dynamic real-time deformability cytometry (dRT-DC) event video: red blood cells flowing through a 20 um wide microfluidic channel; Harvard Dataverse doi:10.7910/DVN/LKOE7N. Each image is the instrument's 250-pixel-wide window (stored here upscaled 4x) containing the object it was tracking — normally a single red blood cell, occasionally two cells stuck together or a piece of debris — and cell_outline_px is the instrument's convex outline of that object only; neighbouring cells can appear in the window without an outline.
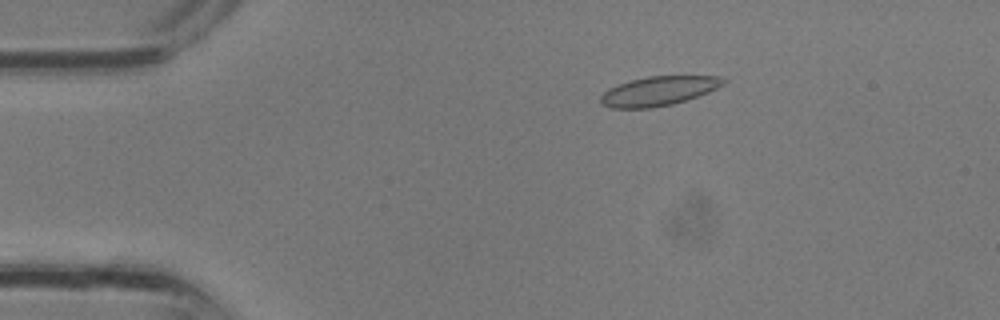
{"species": "common noctule bat (a hibernating species)", "species_latin": "Nyctalus noctula", "temperature_condition": "room temperature", "stored_images_in_passage": 34, "camera_frame_rate_fps": 3000, "um_per_image_px": 0.085, "animal": {"sex": "male", "body_mass_g": 13.3}, "frame": {"image": 1, "passage_image": 6, "time_ms": 1.667, "image_size_px": [1000, 320], "cell_outline_px": [[728, 80], [724, 84], [708, 92], [672, 104], [652, 108], [612, 108], [600, 104], [600, 96], [608, 88], [632, 80], [648, 76], [720, 76]], "centroid_in_image_um": [55.96, 7.73], "position_along_channel_um": 29.0, "area_um2": 20.81}}
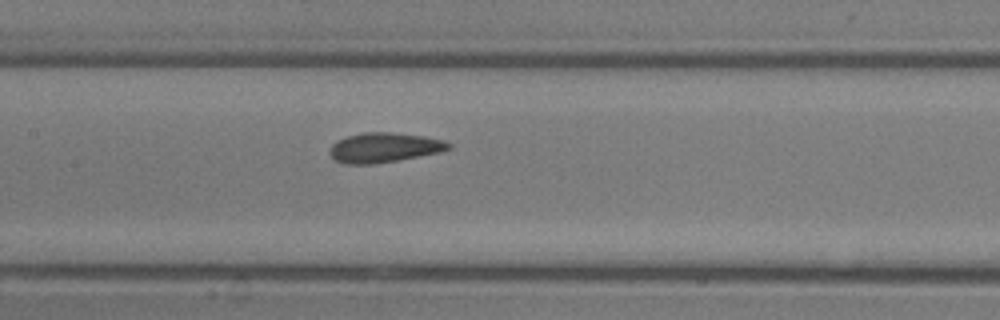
{"frame": {"image": 2, "passage_image": 16, "time_ms": 5.0, "image_size_px": [1000, 320], "cell_outline_px": [[452, 148], [440, 152], [396, 160], [372, 164], [348, 164], [336, 160], [328, 152], [332, 144], [348, 136], [364, 132], [392, 132], [424, 136], [444, 140], [452, 144]], "centroid_in_image_um": [32.68, 12.53], "position_along_channel_um": 174.7, "area_um2": 20.4}}
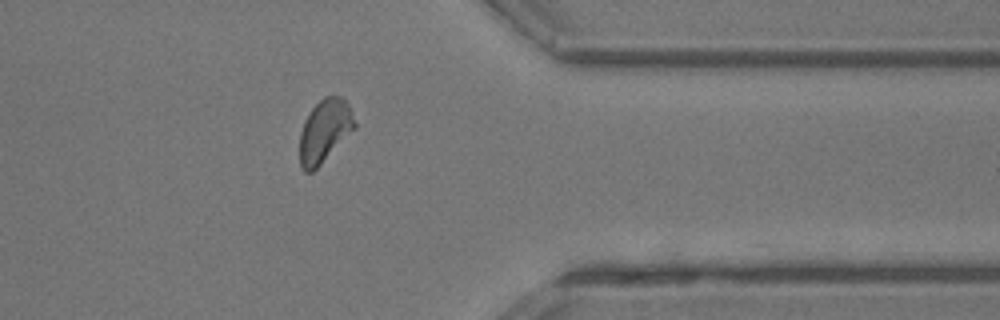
{"frame": {"image": 3, "passage_image": 27, "time_ms": 8.667, "image_size_px": [1000, 320], "cell_outline_px": [[356, 128], [312, 172], [304, 172], [300, 164], [300, 132], [304, 120], [308, 112], [324, 96], [340, 96], [348, 104], [356, 124]], "centroid_in_image_um": [27.58, 11.12], "position_along_channel_um": 383.8, "area_um2": 20.0}}